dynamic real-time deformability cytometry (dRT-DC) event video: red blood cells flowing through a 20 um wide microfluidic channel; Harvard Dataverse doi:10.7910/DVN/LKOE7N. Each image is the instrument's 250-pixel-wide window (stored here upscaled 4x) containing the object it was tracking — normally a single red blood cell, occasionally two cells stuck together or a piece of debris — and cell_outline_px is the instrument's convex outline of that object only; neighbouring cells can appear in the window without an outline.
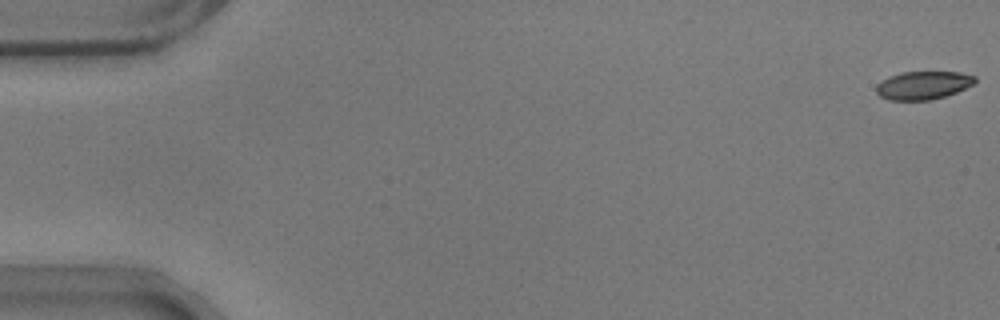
{"species": "common noctule bat (a hibernating species)", "species_latin": "Nyctalus noctula", "temperature_condition": "warm", "stored_images_in_passage": 56, "camera_frame_rate_fps": 3000, "um_per_image_px": 0.085, "animal": {"sex": "male", "body_mass_g": 17.9}, "frame": {"image": 1, "passage_image": 1, "time_ms": 0.0, "image_size_px": [1000, 320], "cell_outline_px": [[976, 80], [972, 84], [956, 92], [932, 100], [888, 100], [880, 96], [876, 92], [876, 84], [888, 76], [900, 72], [960, 72], [976, 76]], "centroid_in_image_um": [78.43, 7.24], "position_along_channel_um": 6.6, "area_um2": 16.24}}
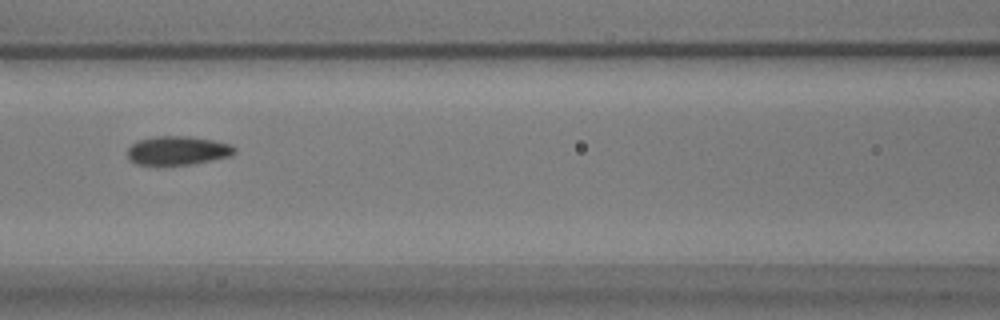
{"frame": {"image": 2, "passage_image": 26, "time_ms": 8.333, "image_size_px": [1000, 320], "cell_outline_px": [[236, 152], [232, 156], [212, 160], [188, 164], [136, 164], [128, 160], [128, 148], [132, 144], [140, 140], [156, 136], [188, 136], [212, 140], [232, 144], [236, 148]], "centroid_in_image_um": [15.13, 12.79], "position_along_channel_um": 151.5, "area_um2": 17.86}}
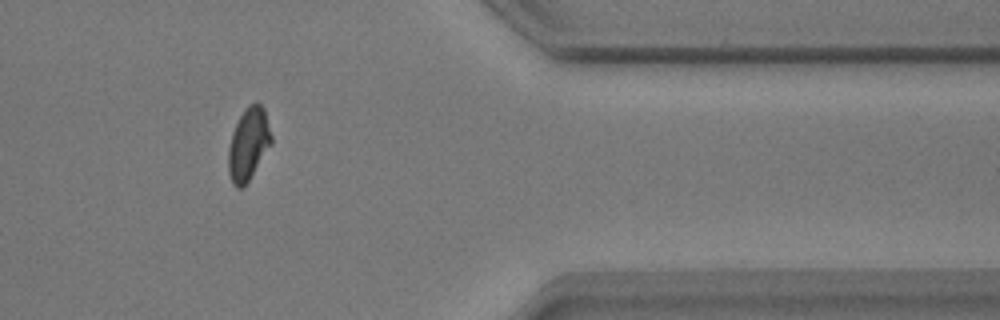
{"frame": {"image": 3, "passage_image": 48, "time_ms": 15.667, "image_size_px": [1000, 320], "cell_outline_px": [[272, 144], [248, 180], [240, 188], [236, 188], [232, 184], [228, 172], [228, 148], [232, 132], [244, 108], [248, 104], [256, 100], [264, 108], [272, 136]], "centroid_in_image_um": [21.11, 12.2], "position_along_channel_um": 390.3, "area_um2": 18.21}}